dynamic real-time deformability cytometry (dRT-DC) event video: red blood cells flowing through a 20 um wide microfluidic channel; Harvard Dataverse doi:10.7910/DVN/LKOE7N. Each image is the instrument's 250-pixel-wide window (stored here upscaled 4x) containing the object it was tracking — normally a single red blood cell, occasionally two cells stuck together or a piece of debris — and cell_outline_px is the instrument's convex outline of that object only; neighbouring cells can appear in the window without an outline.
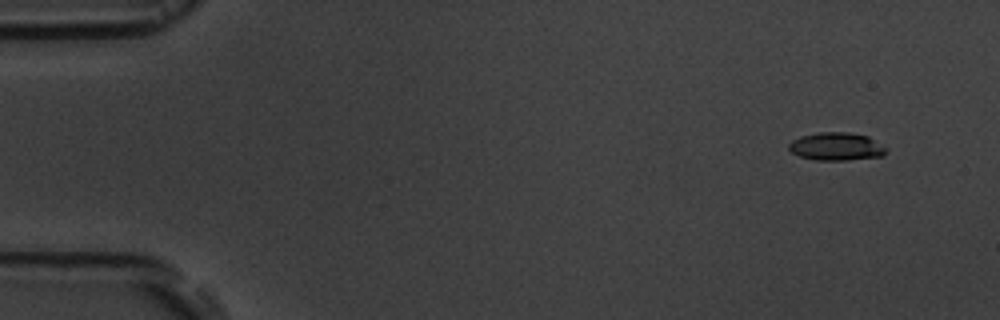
{"species": "common noctule bat (a hibernating species)", "species_latin": "Nyctalus noctula", "temperature_condition": "room temperature", "stored_images_in_passage": 10, "camera_frame_rate_fps": 3000, "um_per_image_px": 0.085, "animal": {"sex": "male", "body_mass_g": 19.5, "forearm_length_mm": 54.6}, "frame": {"image": 1, "passage_image": 2, "time_ms": 1.0, "image_size_px": [1000, 320], "cell_outline_px": [[888, 148], [884, 156], [848, 160], [816, 160], [800, 156], [792, 152], [788, 148], [788, 144], [792, 140], [800, 136], [820, 132], [848, 132], [868, 136]], "centroid_in_image_um": [71.11, 12.45], "position_along_channel_um": 13.9, "area_um2": 15.95}}
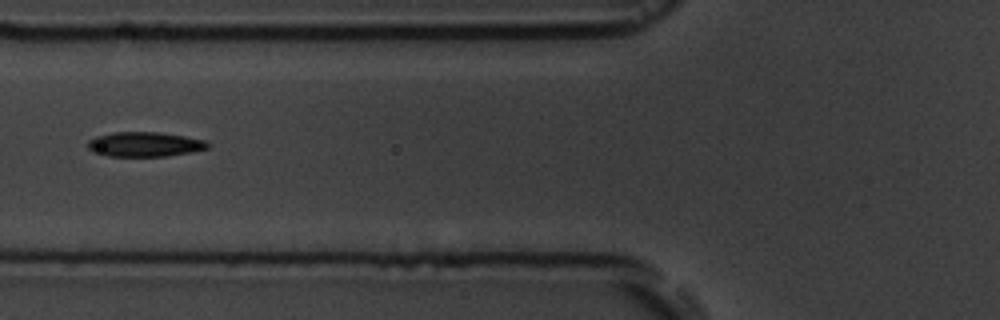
{"frame": {"image": 2, "passage_image": 7, "time_ms": 7.0, "image_size_px": [1000, 320], "cell_outline_px": [[208, 148], [168, 156], [108, 156], [92, 152], [88, 148], [88, 140], [96, 136], [112, 132], [160, 132], [208, 140]], "centroid_in_image_um": [12.27, 12.26], "position_along_channel_um": 113.5, "area_um2": 17.28}}
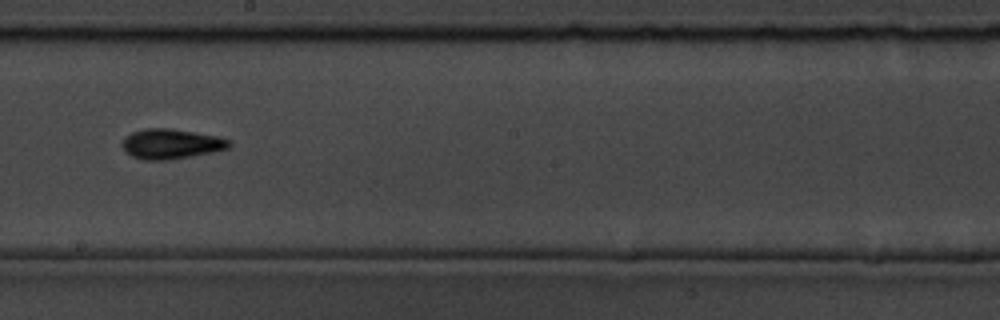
{"frame": {"image": 3, "passage_image": 10, "time_ms": 10.333, "image_size_px": [1000, 320], "cell_outline_px": [[232, 144], [228, 148], [212, 152], [192, 156], [168, 160], [144, 160], [132, 156], [124, 152], [120, 144], [132, 132], [144, 128], [168, 128], [216, 136], [228, 140]], "centroid_in_image_um": [14.5, 12.24], "position_along_channel_um": 233.7, "area_um2": 18.55}}